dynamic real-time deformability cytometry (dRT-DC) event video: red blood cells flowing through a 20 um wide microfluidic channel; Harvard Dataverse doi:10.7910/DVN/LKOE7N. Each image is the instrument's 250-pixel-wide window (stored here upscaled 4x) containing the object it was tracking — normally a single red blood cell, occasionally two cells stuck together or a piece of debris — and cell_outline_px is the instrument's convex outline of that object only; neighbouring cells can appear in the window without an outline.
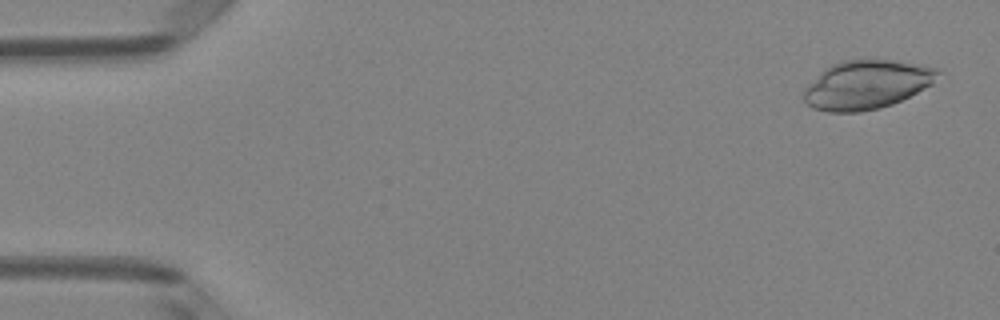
{"species": "Egyptian fruit bat (a non-hibernating species)", "species_latin": "Rousettus aegyptiacus", "temperature_condition": "room temperature", "stored_images_in_passage": 49, "camera_frame_rate_fps": 3000, "um_per_image_px": 0.085, "animal": {"sex": "female"}, "frame": {"image": 1, "passage_image": 2, "time_ms": 0.333, "image_size_px": [1000, 320], "cell_outline_px": [[944, 72], [932, 84], [892, 104], [860, 112], [828, 112], [812, 108], [804, 100], [804, 88], [820, 72], [832, 64], [844, 60], [896, 60], [940, 68]], "centroid_in_image_um": [73.69, 7.18], "position_along_channel_um": 11.3, "area_um2": 38.09}}